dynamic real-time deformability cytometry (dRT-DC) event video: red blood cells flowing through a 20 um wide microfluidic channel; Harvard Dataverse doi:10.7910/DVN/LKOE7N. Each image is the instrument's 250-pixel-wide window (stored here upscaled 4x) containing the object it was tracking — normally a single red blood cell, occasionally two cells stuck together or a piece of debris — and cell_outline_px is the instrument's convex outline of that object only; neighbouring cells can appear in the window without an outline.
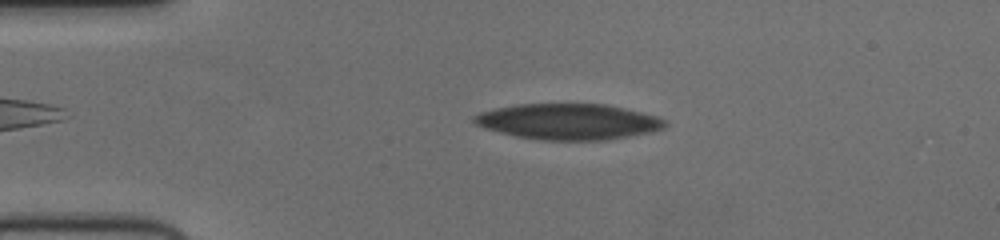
{"species": "human", "species_latin": "Homo sapiens", "temperature_condition": "cold", "stored_images_in_passage": 53, "camera_frame_rate_fps": 3000, "um_per_image_px": 0.085, "donor": {"sex": "female"}, "frame": {"image": 1, "passage_image": 8, "time_ms": 2.333, "image_size_px": [1000, 240], "cell_outline_px": [[668, 124], [664, 128], [652, 132], [608, 140], [540, 140], [516, 136], [484, 128], [476, 124], [472, 120], [472, 116], [480, 112], [496, 108], [516, 104], [608, 104], [656, 116], [668, 120]], "centroid_in_image_um": [48.34, 10.34], "position_along_channel_um": 36.7, "area_um2": 40.06}}
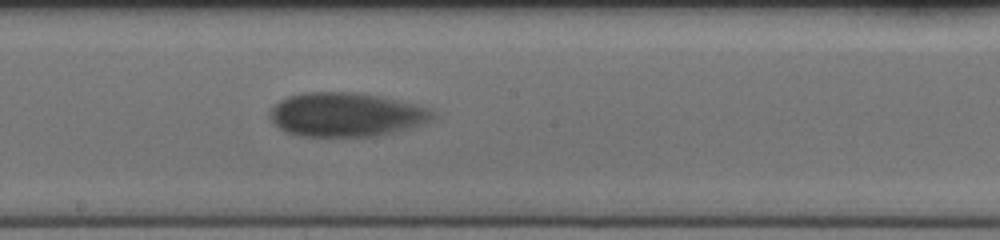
{"frame": {"image": 2, "passage_image": 27, "time_ms": 8.667, "image_size_px": [1000, 240], "cell_outline_px": [[436, 116], [432, 120], [424, 124], [376, 136], [304, 136], [284, 132], [268, 116], [268, 112], [280, 100], [288, 96], [308, 92], [356, 92], [376, 96], [412, 104], [436, 112]], "centroid_in_image_um": [29.38, 9.75], "position_along_channel_um": 218.8, "area_um2": 41.33}}
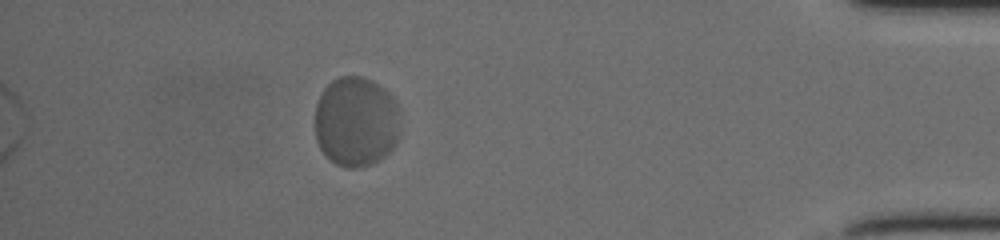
{"frame": {"image": 3, "passage_image": 47, "time_ms": 15.333, "image_size_px": [1000, 240], "cell_outline_px": [[400, 136], [396, 144], [380, 160], [372, 164], [360, 168], [344, 168], [336, 164], [320, 148], [316, 140], [316, 104], [324, 88], [332, 80], [340, 76], [364, 76], [380, 84], [396, 100], [400, 108]], "centroid_in_image_um": [30.32, 10.33], "position_along_channel_um": 404.9, "area_um2": 45.6}, "authors_computed_cell_mechanics": {"area_um2": 42.0206, "velocity_mm_per_s": 3.5212, "shape_relaxation_time_tau1_ms": 5.6934, "shape_relaxation_time_tau2_ms": null, "deformation_change_tau1": 0.1544, "deformation_change_tau2": null}}